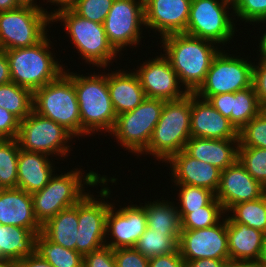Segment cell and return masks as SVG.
<instances>
[{
  "label": "cell",
  "instance_id": "cell-1",
  "mask_svg": "<svg viewBox=\"0 0 266 267\" xmlns=\"http://www.w3.org/2000/svg\"><path fill=\"white\" fill-rule=\"evenodd\" d=\"M161 51L188 93H195L205 81L215 55L221 49L214 42L185 33L160 38Z\"/></svg>",
  "mask_w": 266,
  "mask_h": 267
},
{
  "label": "cell",
  "instance_id": "cell-2",
  "mask_svg": "<svg viewBox=\"0 0 266 267\" xmlns=\"http://www.w3.org/2000/svg\"><path fill=\"white\" fill-rule=\"evenodd\" d=\"M64 72L73 80L79 104L81 138L87 135L110 133L115 125L117 114L114 110L108 88V73L92 72L78 74L65 68ZM102 131V132H101ZM105 131V132H104Z\"/></svg>",
  "mask_w": 266,
  "mask_h": 267
},
{
  "label": "cell",
  "instance_id": "cell-3",
  "mask_svg": "<svg viewBox=\"0 0 266 267\" xmlns=\"http://www.w3.org/2000/svg\"><path fill=\"white\" fill-rule=\"evenodd\" d=\"M104 177L93 169L86 173L82 168L54 174L42 190L31 194L35 218L42 226L61 210L76 205L89 193L86 188H97Z\"/></svg>",
  "mask_w": 266,
  "mask_h": 267
},
{
  "label": "cell",
  "instance_id": "cell-4",
  "mask_svg": "<svg viewBox=\"0 0 266 267\" xmlns=\"http://www.w3.org/2000/svg\"><path fill=\"white\" fill-rule=\"evenodd\" d=\"M48 36L30 47L4 50L12 82L34 92L64 72L67 66L60 64L56 53L49 50L53 45Z\"/></svg>",
  "mask_w": 266,
  "mask_h": 267
},
{
  "label": "cell",
  "instance_id": "cell-5",
  "mask_svg": "<svg viewBox=\"0 0 266 267\" xmlns=\"http://www.w3.org/2000/svg\"><path fill=\"white\" fill-rule=\"evenodd\" d=\"M51 21L63 23L70 43L78 51L76 53H80L84 62L92 67H110L114 62L112 60L118 55L119 58L122 56L109 43L103 24L81 17L70 7L56 10L51 16Z\"/></svg>",
  "mask_w": 266,
  "mask_h": 267
},
{
  "label": "cell",
  "instance_id": "cell-6",
  "mask_svg": "<svg viewBox=\"0 0 266 267\" xmlns=\"http://www.w3.org/2000/svg\"><path fill=\"white\" fill-rule=\"evenodd\" d=\"M191 93L184 98L165 101L147 148L140 154L152 155L155 161L166 163L174 154L184 150L191 138Z\"/></svg>",
  "mask_w": 266,
  "mask_h": 267
},
{
  "label": "cell",
  "instance_id": "cell-7",
  "mask_svg": "<svg viewBox=\"0 0 266 267\" xmlns=\"http://www.w3.org/2000/svg\"><path fill=\"white\" fill-rule=\"evenodd\" d=\"M33 111L81 137V119L73 80L63 72L56 80L33 92Z\"/></svg>",
  "mask_w": 266,
  "mask_h": 267
},
{
  "label": "cell",
  "instance_id": "cell-8",
  "mask_svg": "<svg viewBox=\"0 0 266 267\" xmlns=\"http://www.w3.org/2000/svg\"><path fill=\"white\" fill-rule=\"evenodd\" d=\"M118 178L105 177L98 183L101 186L99 195L94 197L90 190L78 202V242H76V251L83 257L90 252L103 248L106 241L107 212L113 204L108 198H111V189L108 182L117 184ZM101 197V198H97ZM102 199V200H101ZM106 199V201H105ZM109 201V202H108Z\"/></svg>",
  "mask_w": 266,
  "mask_h": 267
},
{
  "label": "cell",
  "instance_id": "cell-9",
  "mask_svg": "<svg viewBox=\"0 0 266 267\" xmlns=\"http://www.w3.org/2000/svg\"><path fill=\"white\" fill-rule=\"evenodd\" d=\"M231 9L232 0H192L184 33L226 47L238 32Z\"/></svg>",
  "mask_w": 266,
  "mask_h": 267
},
{
  "label": "cell",
  "instance_id": "cell-10",
  "mask_svg": "<svg viewBox=\"0 0 266 267\" xmlns=\"http://www.w3.org/2000/svg\"><path fill=\"white\" fill-rule=\"evenodd\" d=\"M164 104V100L146 97L132 111L117 115L109 135L115 136L120 147L139 158L148 146Z\"/></svg>",
  "mask_w": 266,
  "mask_h": 267
},
{
  "label": "cell",
  "instance_id": "cell-11",
  "mask_svg": "<svg viewBox=\"0 0 266 267\" xmlns=\"http://www.w3.org/2000/svg\"><path fill=\"white\" fill-rule=\"evenodd\" d=\"M226 51L229 50L221 48L213 58L205 81L195 92L198 97L208 100L212 95L235 93L252 86L254 62L248 61V55L235 56Z\"/></svg>",
  "mask_w": 266,
  "mask_h": 267
},
{
  "label": "cell",
  "instance_id": "cell-12",
  "mask_svg": "<svg viewBox=\"0 0 266 267\" xmlns=\"http://www.w3.org/2000/svg\"><path fill=\"white\" fill-rule=\"evenodd\" d=\"M73 139L75 137L62 125L34 111L20 121L17 136L20 149L55 156V160L68 157L73 151L70 148Z\"/></svg>",
  "mask_w": 266,
  "mask_h": 267
},
{
  "label": "cell",
  "instance_id": "cell-13",
  "mask_svg": "<svg viewBox=\"0 0 266 267\" xmlns=\"http://www.w3.org/2000/svg\"><path fill=\"white\" fill-rule=\"evenodd\" d=\"M51 12L29 7L0 12V49L24 48L40 42L52 24Z\"/></svg>",
  "mask_w": 266,
  "mask_h": 267
},
{
  "label": "cell",
  "instance_id": "cell-14",
  "mask_svg": "<svg viewBox=\"0 0 266 267\" xmlns=\"http://www.w3.org/2000/svg\"><path fill=\"white\" fill-rule=\"evenodd\" d=\"M103 25L109 43L120 55L127 47L133 50L144 38V0H114Z\"/></svg>",
  "mask_w": 266,
  "mask_h": 267
},
{
  "label": "cell",
  "instance_id": "cell-15",
  "mask_svg": "<svg viewBox=\"0 0 266 267\" xmlns=\"http://www.w3.org/2000/svg\"><path fill=\"white\" fill-rule=\"evenodd\" d=\"M178 250L185 262L204 258L230 260L227 216L208 228L181 230Z\"/></svg>",
  "mask_w": 266,
  "mask_h": 267
},
{
  "label": "cell",
  "instance_id": "cell-16",
  "mask_svg": "<svg viewBox=\"0 0 266 267\" xmlns=\"http://www.w3.org/2000/svg\"><path fill=\"white\" fill-rule=\"evenodd\" d=\"M142 62L133 70L139 78L146 97L172 101L182 99L189 94L180 84L178 75L162 53Z\"/></svg>",
  "mask_w": 266,
  "mask_h": 267
},
{
  "label": "cell",
  "instance_id": "cell-17",
  "mask_svg": "<svg viewBox=\"0 0 266 267\" xmlns=\"http://www.w3.org/2000/svg\"><path fill=\"white\" fill-rule=\"evenodd\" d=\"M142 204L144 203L138 206L131 203L125 207L120 206L118 210L115 208V203L110 206L107 212L105 241L107 247L134 248L147 228L146 213Z\"/></svg>",
  "mask_w": 266,
  "mask_h": 267
},
{
  "label": "cell",
  "instance_id": "cell-18",
  "mask_svg": "<svg viewBox=\"0 0 266 267\" xmlns=\"http://www.w3.org/2000/svg\"><path fill=\"white\" fill-rule=\"evenodd\" d=\"M265 193L266 188L255 180L237 160L221 171L215 197L226 213L233 205L258 199Z\"/></svg>",
  "mask_w": 266,
  "mask_h": 267
},
{
  "label": "cell",
  "instance_id": "cell-19",
  "mask_svg": "<svg viewBox=\"0 0 266 267\" xmlns=\"http://www.w3.org/2000/svg\"><path fill=\"white\" fill-rule=\"evenodd\" d=\"M192 0H144L145 29L158 32L162 38L184 33L187 28ZM160 33V34H159Z\"/></svg>",
  "mask_w": 266,
  "mask_h": 267
},
{
  "label": "cell",
  "instance_id": "cell-20",
  "mask_svg": "<svg viewBox=\"0 0 266 267\" xmlns=\"http://www.w3.org/2000/svg\"><path fill=\"white\" fill-rule=\"evenodd\" d=\"M192 137L208 139H238V130L217 111L208 100L191 93Z\"/></svg>",
  "mask_w": 266,
  "mask_h": 267
},
{
  "label": "cell",
  "instance_id": "cell-21",
  "mask_svg": "<svg viewBox=\"0 0 266 267\" xmlns=\"http://www.w3.org/2000/svg\"><path fill=\"white\" fill-rule=\"evenodd\" d=\"M166 163L170 164L173 186L193 185L217 192L222 170L216 166L192 158L184 150L174 154Z\"/></svg>",
  "mask_w": 266,
  "mask_h": 267
},
{
  "label": "cell",
  "instance_id": "cell-22",
  "mask_svg": "<svg viewBox=\"0 0 266 267\" xmlns=\"http://www.w3.org/2000/svg\"><path fill=\"white\" fill-rule=\"evenodd\" d=\"M0 224L17 226L41 233L42 226L35 218L32 196L19 188H4L0 191Z\"/></svg>",
  "mask_w": 266,
  "mask_h": 267
},
{
  "label": "cell",
  "instance_id": "cell-23",
  "mask_svg": "<svg viewBox=\"0 0 266 267\" xmlns=\"http://www.w3.org/2000/svg\"><path fill=\"white\" fill-rule=\"evenodd\" d=\"M239 139H208L192 137L184 151L199 161L225 170L238 160Z\"/></svg>",
  "mask_w": 266,
  "mask_h": 267
},
{
  "label": "cell",
  "instance_id": "cell-24",
  "mask_svg": "<svg viewBox=\"0 0 266 267\" xmlns=\"http://www.w3.org/2000/svg\"><path fill=\"white\" fill-rule=\"evenodd\" d=\"M53 158L44 153L20 149L18 155L17 188L29 194L42 190L55 174Z\"/></svg>",
  "mask_w": 266,
  "mask_h": 267
},
{
  "label": "cell",
  "instance_id": "cell-25",
  "mask_svg": "<svg viewBox=\"0 0 266 267\" xmlns=\"http://www.w3.org/2000/svg\"><path fill=\"white\" fill-rule=\"evenodd\" d=\"M227 235L230 262L258 263L266 240L265 233L245 224L233 223L227 217Z\"/></svg>",
  "mask_w": 266,
  "mask_h": 267
},
{
  "label": "cell",
  "instance_id": "cell-26",
  "mask_svg": "<svg viewBox=\"0 0 266 267\" xmlns=\"http://www.w3.org/2000/svg\"><path fill=\"white\" fill-rule=\"evenodd\" d=\"M109 71L108 67V88L116 114L132 111L146 98L138 76L133 69Z\"/></svg>",
  "mask_w": 266,
  "mask_h": 267
},
{
  "label": "cell",
  "instance_id": "cell-27",
  "mask_svg": "<svg viewBox=\"0 0 266 267\" xmlns=\"http://www.w3.org/2000/svg\"><path fill=\"white\" fill-rule=\"evenodd\" d=\"M78 203L61 210L42 225V233L64 248L76 250L78 242Z\"/></svg>",
  "mask_w": 266,
  "mask_h": 267
},
{
  "label": "cell",
  "instance_id": "cell-28",
  "mask_svg": "<svg viewBox=\"0 0 266 267\" xmlns=\"http://www.w3.org/2000/svg\"><path fill=\"white\" fill-rule=\"evenodd\" d=\"M37 236L27 228L0 224V260L20 261L32 255Z\"/></svg>",
  "mask_w": 266,
  "mask_h": 267
},
{
  "label": "cell",
  "instance_id": "cell-29",
  "mask_svg": "<svg viewBox=\"0 0 266 267\" xmlns=\"http://www.w3.org/2000/svg\"><path fill=\"white\" fill-rule=\"evenodd\" d=\"M147 227L159 232H181V219L175 202L153 200L144 205Z\"/></svg>",
  "mask_w": 266,
  "mask_h": 267
},
{
  "label": "cell",
  "instance_id": "cell-30",
  "mask_svg": "<svg viewBox=\"0 0 266 267\" xmlns=\"http://www.w3.org/2000/svg\"><path fill=\"white\" fill-rule=\"evenodd\" d=\"M35 253L53 267H83L80 253L50 241L42 232L35 239Z\"/></svg>",
  "mask_w": 266,
  "mask_h": 267
},
{
  "label": "cell",
  "instance_id": "cell-31",
  "mask_svg": "<svg viewBox=\"0 0 266 267\" xmlns=\"http://www.w3.org/2000/svg\"><path fill=\"white\" fill-rule=\"evenodd\" d=\"M180 233L159 232L147 227L134 248L148 259L170 254L178 249Z\"/></svg>",
  "mask_w": 266,
  "mask_h": 267
},
{
  "label": "cell",
  "instance_id": "cell-32",
  "mask_svg": "<svg viewBox=\"0 0 266 267\" xmlns=\"http://www.w3.org/2000/svg\"><path fill=\"white\" fill-rule=\"evenodd\" d=\"M226 215L233 223L245 224L266 234V193L258 199L233 205Z\"/></svg>",
  "mask_w": 266,
  "mask_h": 267
},
{
  "label": "cell",
  "instance_id": "cell-33",
  "mask_svg": "<svg viewBox=\"0 0 266 267\" xmlns=\"http://www.w3.org/2000/svg\"><path fill=\"white\" fill-rule=\"evenodd\" d=\"M0 107L21 121L33 111V92L12 81L2 84L0 85Z\"/></svg>",
  "mask_w": 266,
  "mask_h": 267
},
{
  "label": "cell",
  "instance_id": "cell-34",
  "mask_svg": "<svg viewBox=\"0 0 266 267\" xmlns=\"http://www.w3.org/2000/svg\"><path fill=\"white\" fill-rule=\"evenodd\" d=\"M264 108L258 101L253 86L232 93L231 123L239 131Z\"/></svg>",
  "mask_w": 266,
  "mask_h": 267
},
{
  "label": "cell",
  "instance_id": "cell-35",
  "mask_svg": "<svg viewBox=\"0 0 266 267\" xmlns=\"http://www.w3.org/2000/svg\"><path fill=\"white\" fill-rule=\"evenodd\" d=\"M226 213L216 197L207 205L191 213H179L181 230H197L217 224Z\"/></svg>",
  "mask_w": 266,
  "mask_h": 267
},
{
  "label": "cell",
  "instance_id": "cell-36",
  "mask_svg": "<svg viewBox=\"0 0 266 267\" xmlns=\"http://www.w3.org/2000/svg\"><path fill=\"white\" fill-rule=\"evenodd\" d=\"M19 151L17 139H0V183L4 188H17Z\"/></svg>",
  "mask_w": 266,
  "mask_h": 267
},
{
  "label": "cell",
  "instance_id": "cell-37",
  "mask_svg": "<svg viewBox=\"0 0 266 267\" xmlns=\"http://www.w3.org/2000/svg\"><path fill=\"white\" fill-rule=\"evenodd\" d=\"M179 190L176 203L179 213H191V210H197L207 206L214 198L215 193L211 190L193 185H175ZM180 203V204H179Z\"/></svg>",
  "mask_w": 266,
  "mask_h": 267
},
{
  "label": "cell",
  "instance_id": "cell-38",
  "mask_svg": "<svg viewBox=\"0 0 266 267\" xmlns=\"http://www.w3.org/2000/svg\"><path fill=\"white\" fill-rule=\"evenodd\" d=\"M239 147L266 149V107L238 131Z\"/></svg>",
  "mask_w": 266,
  "mask_h": 267
},
{
  "label": "cell",
  "instance_id": "cell-39",
  "mask_svg": "<svg viewBox=\"0 0 266 267\" xmlns=\"http://www.w3.org/2000/svg\"><path fill=\"white\" fill-rule=\"evenodd\" d=\"M238 160L246 171L266 188V149L239 147Z\"/></svg>",
  "mask_w": 266,
  "mask_h": 267
},
{
  "label": "cell",
  "instance_id": "cell-40",
  "mask_svg": "<svg viewBox=\"0 0 266 267\" xmlns=\"http://www.w3.org/2000/svg\"><path fill=\"white\" fill-rule=\"evenodd\" d=\"M234 18L250 25L266 18V0H232ZM237 16V17H236Z\"/></svg>",
  "mask_w": 266,
  "mask_h": 267
},
{
  "label": "cell",
  "instance_id": "cell-41",
  "mask_svg": "<svg viewBox=\"0 0 266 267\" xmlns=\"http://www.w3.org/2000/svg\"><path fill=\"white\" fill-rule=\"evenodd\" d=\"M114 0H75L70 8L89 21L103 24Z\"/></svg>",
  "mask_w": 266,
  "mask_h": 267
},
{
  "label": "cell",
  "instance_id": "cell-42",
  "mask_svg": "<svg viewBox=\"0 0 266 267\" xmlns=\"http://www.w3.org/2000/svg\"><path fill=\"white\" fill-rule=\"evenodd\" d=\"M116 267H149V259L135 248L113 249Z\"/></svg>",
  "mask_w": 266,
  "mask_h": 267
},
{
  "label": "cell",
  "instance_id": "cell-43",
  "mask_svg": "<svg viewBox=\"0 0 266 267\" xmlns=\"http://www.w3.org/2000/svg\"><path fill=\"white\" fill-rule=\"evenodd\" d=\"M252 86L258 97V101L266 107V59L258 58L254 62L252 71Z\"/></svg>",
  "mask_w": 266,
  "mask_h": 267
},
{
  "label": "cell",
  "instance_id": "cell-44",
  "mask_svg": "<svg viewBox=\"0 0 266 267\" xmlns=\"http://www.w3.org/2000/svg\"><path fill=\"white\" fill-rule=\"evenodd\" d=\"M83 267H116L113 249L104 246L84 256Z\"/></svg>",
  "mask_w": 266,
  "mask_h": 267
},
{
  "label": "cell",
  "instance_id": "cell-45",
  "mask_svg": "<svg viewBox=\"0 0 266 267\" xmlns=\"http://www.w3.org/2000/svg\"><path fill=\"white\" fill-rule=\"evenodd\" d=\"M20 120L0 107V139H17Z\"/></svg>",
  "mask_w": 266,
  "mask_h": 267
},
{
  "label": "cell",
  "instance_id": "cell-46",
  "mask_svg": "<svg viewBox=\"0 0 266 267\" xmlns=\"http://www.w3.org/2000/svg\"><path fill=\"white\" fill-rule=\"evenodd\" d=\"M149 267H186V262L177 249L170 254L150 258Z\"/></svg>",
  "mask_w": 266,
  "mask_h": 267
},
{
  "label": "cell",
  "instance_id": "cell-47",
  "mask_svg": "<svg viewBox=\"0 0 266 267\" xmlns=\"http://www.w3.org/2000/svg\"><path fill=\"white\" fill-rule=\"evenodd\" d=\"M208 101L217 111L231 122L232 93L212 95Z\"/></svg>",
  "mask_w": 266,
  "mask_h": 267
},
{
  "label": "cell",
  "instance_id": "cell-48",
  "mask_svg": "<svg viewBox=\"0 0 266 267\" xmlns=\"http://www.w3.org/2000/svg\"><path fill=\"white\" fill-rule=\"evenodd\" d=\"M228 262H230V260L204 258L186 261V267H226Z\"/></svg>",
  "mask_w": 266,
  "mask_h": 267
},
{
  "label": "cell",
  "instance_id": "cell-49",
  "mask_svg": "<svg viewBox=\"0 0 266 267\" xmlns=\"http://www.w3.org/2000/svg\"><path fill=\"white\" fill-rule=\"evenodd\" d=\"M19 262L20 267H53L48 261L41 258L37 253L22 258Z\"/></svg>",
  "mask_w": 266,
  "mask_h": 267
},
{
  "label": "cell",
  "instance_id": "cell-50",
  "mask_svg": "<svg viewBox=\"0 0 266 267\" xmlns=\"http://www.w3.org/2000/svg\"><path fill=\"white\" fill-rule=\"evenodd\" d=\"M11 82L9 63L4 50L0 49V85Z\"/></svg>",
  "mask_w": 266,
  "mask_h": 267
},
{
  "label": "cell",
  "instance_id": "cell-51",
  "mask_svg": "<svg viewBox=\"0 0 266 267\" xmlns=\"http://www.w3.org/2000/svg\"><path fill=\"white\" fill-rule=\"evenodd\" d=\"M261 23H263V24L261 25ZM256 24H259L263 27L266 24V18L257 21ZM265 28H266V25H265ZM263 31L264 30H262L261 36L258 37L260 40L258 39V41H259L258 45L259 46H257L258 47L257 51L260 53L257 54V56H258L257 58L266 59V29L264 32Z\"/></svg>",
  "mask_w": 266,
  "mask_h": 267
},
{
  "label": "cell",
  "instance_id": "cell-52",
  "mask_svg": "<svg viewBox=\"0 0 266 267\" xmlns=\"http://www.w3.org/2000/svg\"><path fill=\"white\" fill-rule=\"evenodd\" d=\"M45 1H47L46 4H48V2H49L48 5H50L52 3L51 5L58 7V8L57 7L53 8L54 10H52V11L50 10L51 15H52L56 10L70 7L74 3L75 0H43V2H45Z\"/></svg>",
  "mask_w": 266,
  "mask_h": 267
},
{
  "label": "cell",
  "instance_id": "cell-53",
  "mask_svg": "<svg viewBox=\"0 0 266 267\" xmlns=\"http://www.w3.org/2000/svg\"><path fill=\"white\" fill-rule=\"evenodd\" d=\"M18 6L20 7H29V8H33L39 11H43V12H49L47 11L48 9L42 7V4H37V0H16Z\"/></svg>",
  "mask_w": 266,
  "mask_h": 267
},
{
  "label": "cell",
  "instance_id": "cell-54",
  "mask_svg": "<svg viewBox=\"0 0 266 267\" xmlns=\"http://www.w3.org/2000/svg\"><path fill=\"white\" fill-rule=\"evenodd\" d=\"M18 6L16 0H0V12L16 9Z\"/></svg>",
  "mask_w": 266,
  "mask_h": 267
},
{
  "label": "cell",
  "instance_id": "cell-55",
  "mask_svg": "<svg viewBox=\"0 0 266 267\" xmlns=\"http://www.w3.org/2000/svg\"><path fill=\"white\" fill-rule=\"evenodd\" d=\"M226 267H258L255 263L228 262Z\"/></svg>",
  "mask_w": 266,
  "mask_h": 267
},
{
  "label": "cell",
  "instance_id": "cell-56",
  "mask_svg": "<svg viewBox=\"0 0 266 267\" xmlns=\"http://www.w3.org/2000/svg\"><path fill=\"white\" fill-rule=\"evenodd\" d=\"M258 267H266V240L262 249L260 260L257 263Z\"/></svg>",
  "mask_w": 266,
  "mask_h": 267
},
{
  "label": "cell",
  "instance_id": "cell-57",
  "mask_svg": "<svg viewBox=\"0 0 266 267\" xmlns=\"http://www.w3.org/2000/svg\"><path fill=\"white\" fill-rule=\"evenodd\" d=\"M0 267H20L18 261L0 260Z\"/></svg>",
  "mask_w": 266,
  "mask_h": 267
},
{
  "label": "cell",
  "instance_id": "cell-58",
  "mask_svg": "<svg viewBox=\"0 0 266 267\" xmlns=\"http://www.w3.org/2000/svg\"><path fill=\"white\" fill-rule=\"evenodd\" d=\"M2 189H4V187L1 185V183H0V191L2 190Z\"/></svg>",
  "mask_w": 266,
  "mask_h": 267
}]
</instances>
